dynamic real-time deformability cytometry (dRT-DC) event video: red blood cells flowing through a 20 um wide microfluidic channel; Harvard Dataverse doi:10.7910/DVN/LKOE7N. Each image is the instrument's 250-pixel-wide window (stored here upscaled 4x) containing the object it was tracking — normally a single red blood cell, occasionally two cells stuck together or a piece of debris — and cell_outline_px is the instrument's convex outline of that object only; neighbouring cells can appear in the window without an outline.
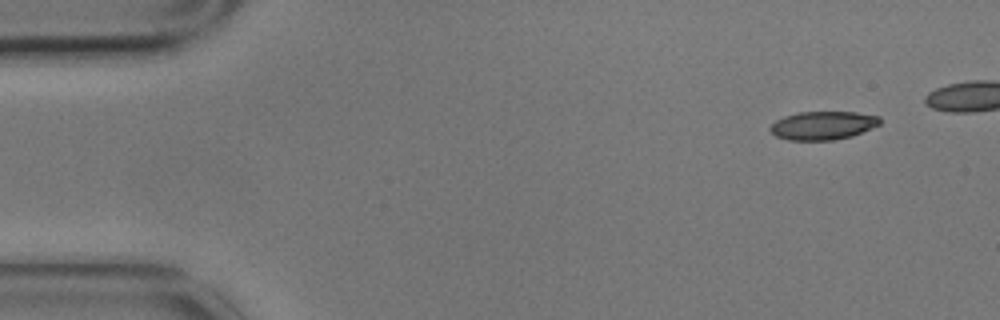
{"species": "common noctule bat (a hibernating species)", "species_latin": "Nyctalus noctula", "temperature_condition": "cold", "stored_images_in_passage": 5, "segment_of_instrument_passage": [2, 2], "camera_frame_rate_fps": 3000, "um_per_image_px": 0.085, "animal": {"sex": "male", "body_mass_g": 17.9}, "frame": {"image": 1, "passage_image": 5, "time_ms": 1.333, "image_size_px": [1000, 320], "cell_outline_px": [[880, 124], [872, 128], [852, 136], [832, 140], [788, 140], [776, 136], [768, 128], [776, 120], [784, 116], [796, 112], [856, 112], [880, 116]], "centroid_in_image_um": [69.94, 10.66], "position_along_channel_um": 15.1, "area_um2": 18.21}}